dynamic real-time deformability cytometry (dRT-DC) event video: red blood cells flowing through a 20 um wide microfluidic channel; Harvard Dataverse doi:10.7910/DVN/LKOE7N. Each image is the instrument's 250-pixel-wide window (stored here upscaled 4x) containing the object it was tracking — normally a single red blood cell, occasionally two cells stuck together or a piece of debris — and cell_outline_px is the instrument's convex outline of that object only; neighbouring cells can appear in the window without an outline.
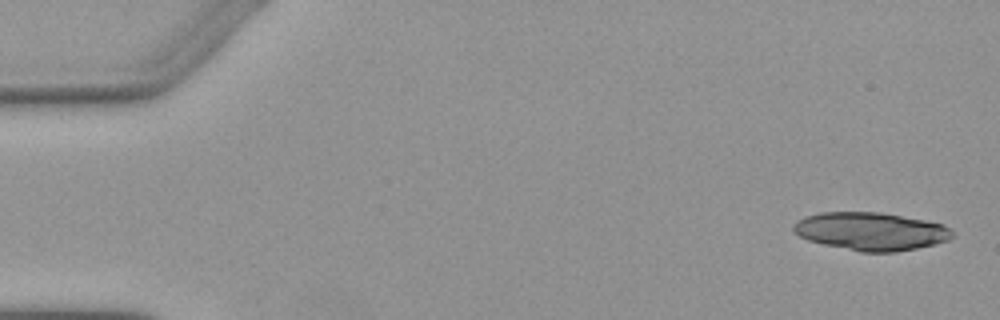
{"species": "Egyptian fruit bat (a non-hibernating species)", "species_latin": "Rousettus aegyptiacus", "temperature_condition": "warm", "stored_images_in_passage": 4, "camera_frame_rate_fps": 3000, "um_per_image_px": 0.085, "animal": {"sex": "female"}, "frame": {"image": 1, "passage_image": 1, "time_ms": 0.0, "image_size_px": [1000, 320], "cell_outline_px": [[952, 236], [948, 240], [936, 244], [896, 252], [860, 252], [824, 244], [808, 240], [800, 236], [792, 228], [796, 220], [804, 216], [820, 212], [880, 212], [924, 220], [944, 224], [952, 232]], "centroid_in_image_um": [74.01, 19.66], "position_along_channel_um": 11.0, "area_um2": 35.08}}
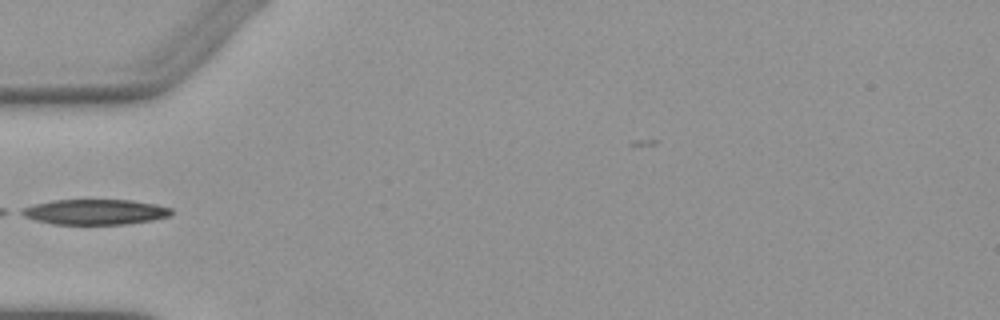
{"frame": {"image": 2, "passage_image": 3, "time_ms": 5.333, "image_size_px": [1000, 320], "cell_outline_px": [[172, 216], [152, 220], [124, 224], [52, 224], [36, 220], [24, 216], [16, 212], [20, 208], [32, 204], [52, 200], [132, 200], [156, 204], [172, 208]], "centroid_in_image_um": [8.05, 18.01], "position_along_channel_um": 77.0, "area_um2": 22.31}}